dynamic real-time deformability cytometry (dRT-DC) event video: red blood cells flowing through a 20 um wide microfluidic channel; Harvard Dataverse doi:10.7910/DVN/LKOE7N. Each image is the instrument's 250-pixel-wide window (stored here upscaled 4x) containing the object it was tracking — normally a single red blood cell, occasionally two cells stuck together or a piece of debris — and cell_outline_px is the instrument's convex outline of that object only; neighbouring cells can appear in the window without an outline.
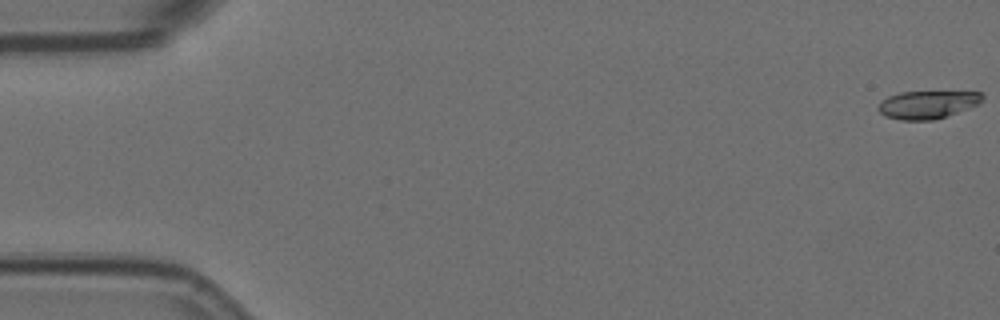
{"species": "Egyptian fruit bat (a non-hibernating species)", "species_latin": "Rousettus aegyptiacus", "temperature_condition": "room temperature", "stored_images_in_passage": 58, "camera_frame_rate_fps": 3000, "um_per_image_px": 0.085, "animal": {"sex": "female"}, "frame": {"image": 1, "passage_image": 1, "time_ms": 0.0, "image_size_px": [1000, 320], "cell_outline_px": [[984, 96], [980, 104], [932, 120], [900, 120], [884, 116], [876, 108], [880, 100], [888, 96], [900, 92], [980, 92]], "centroid_in_image_um": [78.78, 8.89], "position_along_channel_um": 6.2, "area_um2": 16.88}}
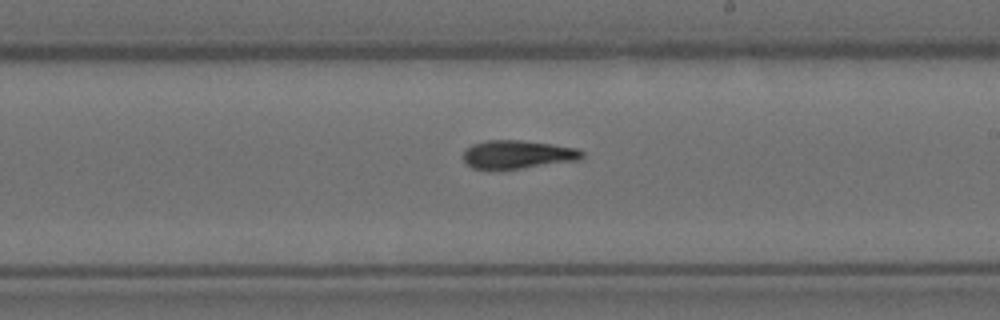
{"frame": {"image": 2, "passage_image": 34, "time_ms": 11.0, "image_size_px": [1000, 320], "cell_outline_px": [[584, 156], [580, 160], [520, 168], [472, 168], [464, 160], [464, 148], [472, 144], [488, 140], [520, 140], [552, 144], [580, 148], [584, 152]], "centroid_in_image_um": [44.05, 13.11], "position_along_channel_um": 245.0, "area_um2": 19.48}}
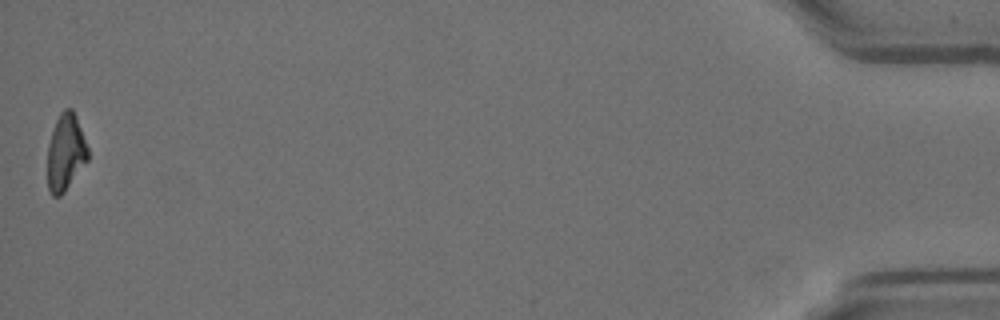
{"frame": {"image": 3, "passage_image": 58, "time_ms": 19.0, "image_size_px": [1000, 320], "cell_outline_px": [[88, 160], [64, 192], [60, 196], [52, 196], [48, 188], [48, 144], [56, 120], [60, 112], [64, 108], [72, 108], [76, 116], [88, 148]], "centroid_in_image_um": [5.58, 12.94], "position_along_channel_um": 429.6, "area_um2": 17.92}, "authors_computed_cell_mechanics": {"area_um2": 19.2474, "velocity_mm_per_s": 3.5296, "shape_relaxation_time_tau1_ms": 10.9447, "shape_relaxation_time_tau2_ms": 5.5076, "deformation_change_tau1": 0.2519, "deformation_change_tau2": 0.1443}}